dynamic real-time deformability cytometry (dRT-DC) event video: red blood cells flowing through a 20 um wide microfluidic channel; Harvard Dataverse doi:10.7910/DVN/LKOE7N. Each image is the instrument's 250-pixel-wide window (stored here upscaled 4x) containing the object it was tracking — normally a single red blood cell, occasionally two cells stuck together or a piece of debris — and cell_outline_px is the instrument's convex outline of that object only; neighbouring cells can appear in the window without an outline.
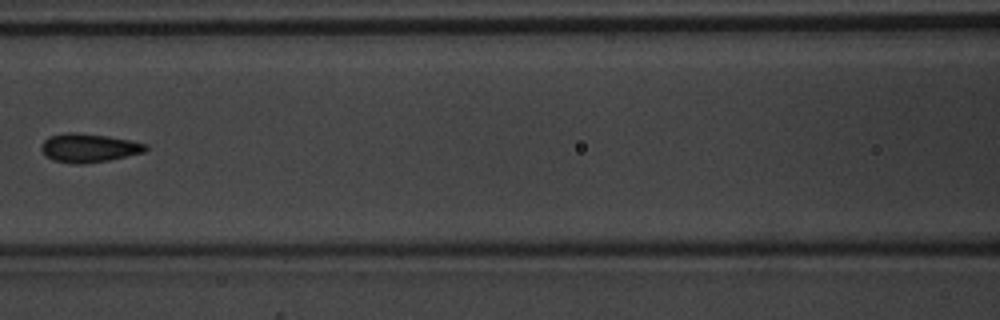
{"species": "common noctule bat (a hibernating species)", "species_latin": "Nyctalus noctula", "temperature_condition": "warm", "stored_images_in_passage": 6, "camera_frame_rate_fps": 3000, "um_per_image_px": 0.085, "animal": {"sex": "male", "body_mass_g": 20.1, "forearm_length_mm": 53.5}, "frame": {"image": 1, "passage_image": 6, "time_ms": 1.667, "image_size_px": [1000, 320], "cell_outline_px": [[148, 148], [144, 152], [108, 160], [80, 164], [76, 164], [52, 160], [40, 148], [44, 140], [52, 136], [64, 132], [80, 132], [108, 136], [148, 144]], "centroid_in_image_um": [7.55, 12.56], "position_along_channel_um": 159.0, "area_um2": 17.28}}